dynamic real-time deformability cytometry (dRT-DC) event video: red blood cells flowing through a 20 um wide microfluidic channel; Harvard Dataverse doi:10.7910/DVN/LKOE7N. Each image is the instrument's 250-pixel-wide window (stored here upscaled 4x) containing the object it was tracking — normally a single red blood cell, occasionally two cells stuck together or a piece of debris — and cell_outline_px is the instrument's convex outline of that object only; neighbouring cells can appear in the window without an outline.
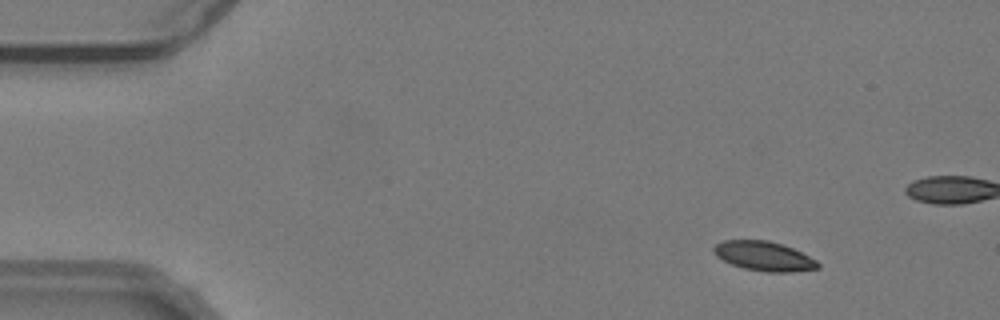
{"species": "common noctule bat (a hibernating species)", "species_latin": "Nyctalus noctula", "temperature_condition": "warm", "stored_images_in_passage": 56, "camera_frame_rate_fps": 3000, "um_per_image_px": 0.085, "animal": {"sex": "male", "body_mass_g": 19.2, "forearm_length_mm": 51.8}, "frame": {"image": 1, "passage_image": 7, "time_ms": 2.0, "image_size_px": [1000, 320], "cell_outline_px": [[820, 268], [792, 272], [768, 272], [744, 268], [732, 264], [716, 256], [712, 248], [716, 244], [724, 240], [768, 240], [792, 248], [816, 260], [820, 264]], "centroid_in_image_um": [64.94, 21.77], "position_along_channel_um": 20.1, "area_um2": 17.69}}
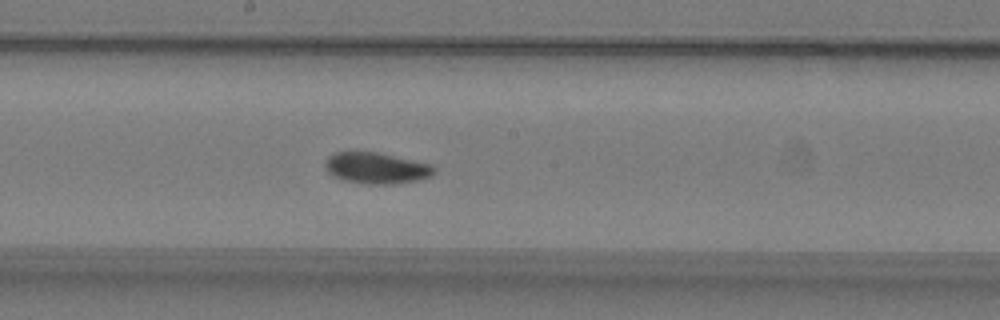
{"frame": {"image": 2, "passage_image": 30, "time_ms": 9.667, "image_size_px": [1000, 320], "cell_outline_px": [[436, 172], [432, 176], [416, 180], [392, 184], [368, 184], [344, 180], [332, 176], [328, 172], [324, 164], [328, 156], [336, 152], [356, 148], [376, 152], [432, 164], [436, 168]], "centroid_in_image_um": [31.95, 14.24], "position_along_channel_um": 216.2, "area_um2": 20.35}}
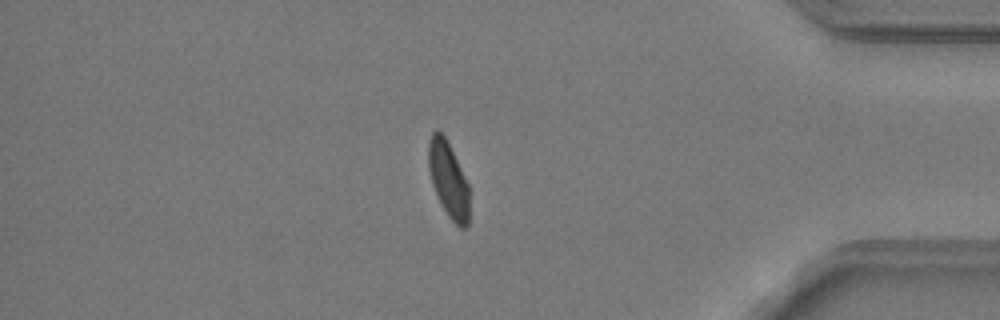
{"frame": {"image": 3, "passage_image": 47, "time_ms": 15.333, "image_size_px": [1000, 320], "cell_outline_px": [[468, 224], [464, 228], [460, 228], [448, 216], [432, 184], [428, 168], [428, 140], [432, 132], [436, 128], [444, 136], [468, 184]], "centroid_in_image_um": [38.08, 15.24], "position_along_channel_um": 397.1, "area_um2": 17.51}, "authors_computed_cell_mechanics": {"area_um2": 19.0162, "velocity_mm_per_s": 3.7783, "shape_relaxation_time_tau1_ms": 4.9459, "shape_relaxation_time_tau2_ms": 1.7899, "deformation_change_tau1": 0.1528, "deformation_change_tau2": 0.059}}